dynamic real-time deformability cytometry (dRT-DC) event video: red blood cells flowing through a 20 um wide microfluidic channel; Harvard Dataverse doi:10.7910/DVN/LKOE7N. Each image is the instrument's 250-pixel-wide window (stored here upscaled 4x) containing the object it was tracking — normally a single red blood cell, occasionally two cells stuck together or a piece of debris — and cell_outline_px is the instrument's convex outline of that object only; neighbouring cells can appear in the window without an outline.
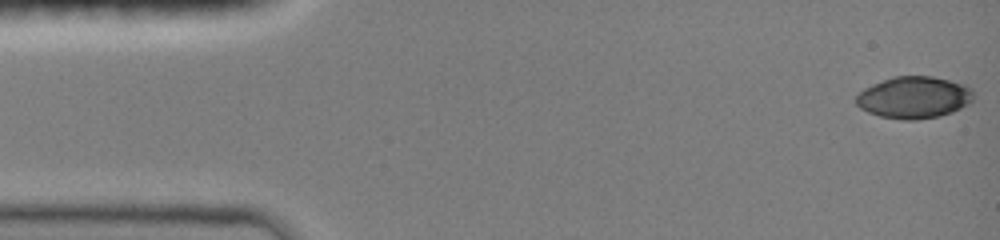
{"species": "common noctule bat (a hibernating species)", "species_latin": "Nyctalus noctula", "temperature_condition": "room temperature", "stored_images_in_passage": 44, "camera_frame_rate_fps": 3000, "um_per_image_px": 0.085, "animal": {"sex": "female", "body_mass_g": 19.0, "forearm_length_mm": 51.5}, "frame": {"image": 1, "passage_image": 1, "time_ms": 0.0, "image_size_px": [1000, 240], "cell_outline_px": [[972, 100], [968, 104], [952, 112], [940, 116], [916, 120], [904, 120], [880, 116], [868, 112], [860, 108], [856, 104], [856, 96], [864, 88], [872, 84], [892, 76], [932, 76], [964, 84], [972, 88]], "centroid_in_image_um": [77.67, 8.28], "position_along_channel_um": 7.3, "area_um2": 28.67}}
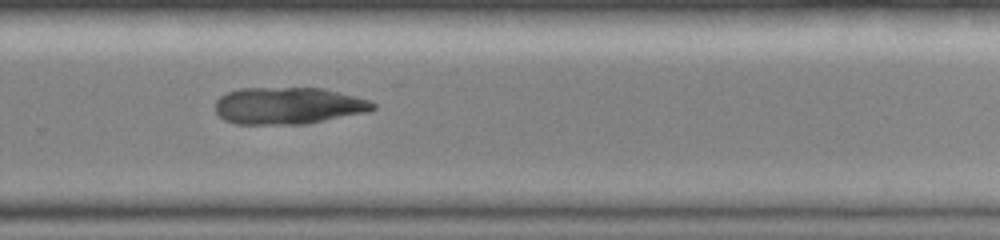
{"frame": {"image": 2, "passage_image": 30, "time_ms": 9.667, "image_size_px": [1000, 240], "cell_outline_px": [[376, 108], [364, 112], [308, 124], [236, 124], [224, 120], [216, 112], [216, 100], [220, 96], [228, 92], [240, 88], [324, 88], [356, 96], [368, 100], [376, 104]], "centroid_in_image_um": [24.49, 8.98], "position_along_channel_um": 305.3, "area_um2": 33.93}}